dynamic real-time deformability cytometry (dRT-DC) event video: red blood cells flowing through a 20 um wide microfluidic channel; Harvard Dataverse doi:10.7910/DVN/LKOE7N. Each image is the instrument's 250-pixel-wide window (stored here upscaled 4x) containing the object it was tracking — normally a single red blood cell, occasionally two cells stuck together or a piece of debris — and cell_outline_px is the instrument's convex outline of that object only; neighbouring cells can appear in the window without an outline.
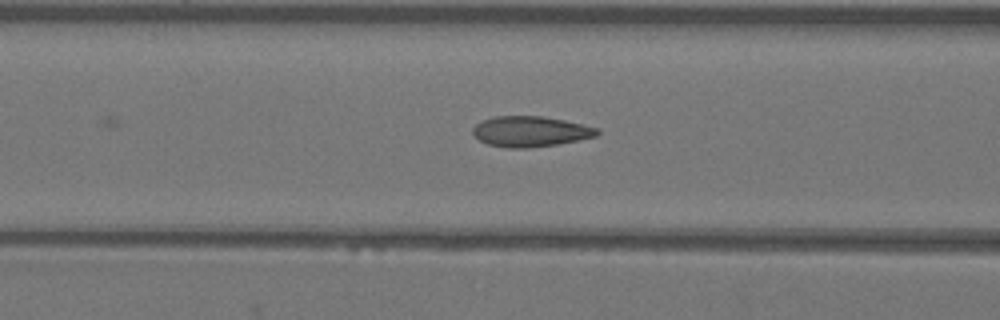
{"species": "Egyptian fruit bat (a non-hibernating species)", "species_latin": "Rousettus aegyptiacus", "temperature_condition": "warm", "stored_images_in_passage": 23, "camera_frame_rate_fps": 3000, "um_per_image_px": 0.085, "animal": {"sex": "female"}, "frame": {"image": 1, "passage_image": 19, "time_ms": 6.0, "image_size_px": [1000, 320], "cell_outline_px": [[600, 132], [596, 136], [556, 144], [528, 148], [508, 148], [488, 144], [480, 140], [472, 132], [472, 128], [476, 124], [492, 116], [544, 116], [584, 124], [600, 128]], "centroid_in_image_um": [45.1, 11.16], "position_along_channel_um": 121.5, "area_um2": 22.08}}
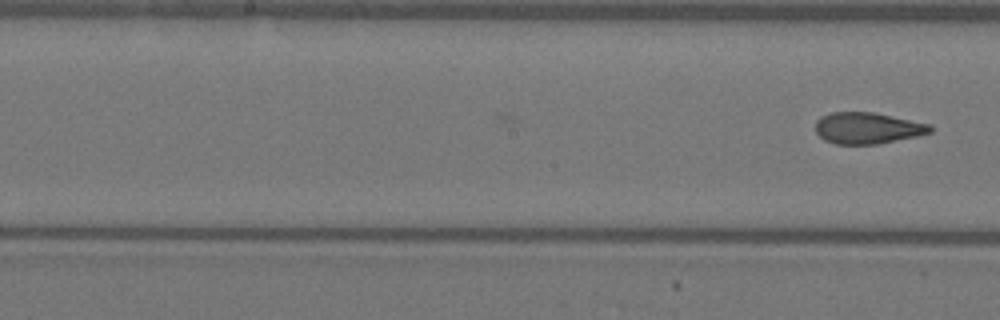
{"frame": {"image": 2, "passage_image": 23, "time_ms": 7.333, "image_size_px": [1000, 320], "cell_outline_px": [[932, 132], [916, 136], [876, 144], [836, 144], [824, 140], [816, 132], [816, 120], [820, 116], [832, 112], [872, 112], [932, 124]], "centroid_in_image_um": [73.73, 10.88], "position_along_channel_um": 174.5, "area_um2": 20.92}}